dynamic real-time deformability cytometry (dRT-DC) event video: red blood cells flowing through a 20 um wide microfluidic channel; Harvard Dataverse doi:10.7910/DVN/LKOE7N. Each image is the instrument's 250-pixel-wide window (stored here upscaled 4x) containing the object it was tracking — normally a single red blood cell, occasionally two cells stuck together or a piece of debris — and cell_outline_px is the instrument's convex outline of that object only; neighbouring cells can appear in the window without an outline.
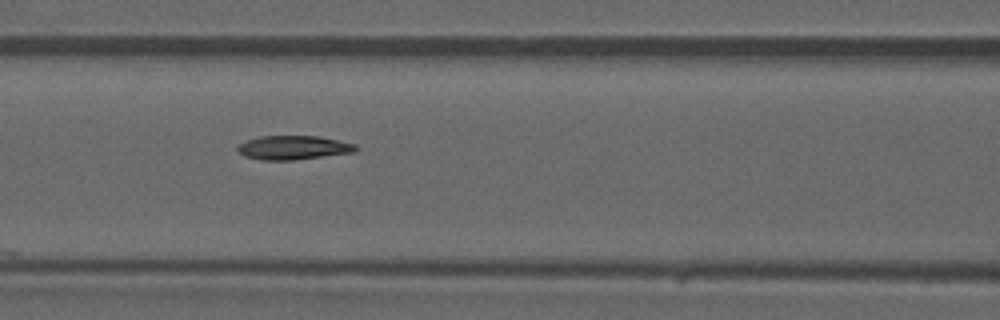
{"species": "common noctule bat (a hibernating species)", "species_latin": "Nyctalus noctula", "temperature_condition": "warm", "stored_images_in_passage": 38, "camera_frame_rate_fps": 3000, "um_per_image_px": 0.085, "animal": {"sex": "male", "forearm_length_mm": 52.5}, "frame": {"image": 1, "passage_image": 12, "time_ms": 3.667, "image_size_px": [1000, 320], "cell_outline_px": [[360, 148], [352, 152], [292, 160], [264, 160], [244, 156], [236, 148], [240, 144], [256, 136], [320, 136], [356, 144]], "centroid_in_image_um": [24.94, 12.53], "position_along_channel_um": 141.7, "area_um2": 16.36}}